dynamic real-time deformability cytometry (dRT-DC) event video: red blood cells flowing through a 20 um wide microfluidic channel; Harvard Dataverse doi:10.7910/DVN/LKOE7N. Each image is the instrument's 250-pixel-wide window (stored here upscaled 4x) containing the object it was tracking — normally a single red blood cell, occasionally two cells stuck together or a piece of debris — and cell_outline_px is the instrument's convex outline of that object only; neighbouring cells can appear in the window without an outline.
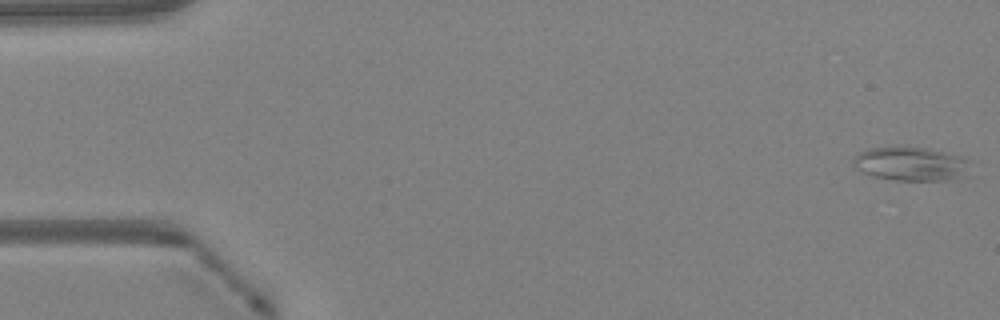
{"species": "Egyptian fruit bat (a non-hibernating species)", "species_latin": "Rousettus aegyptiacus", "temperature_condition": "warm", "stored_images_in_passage": 48, "camera_frame_rate_fps": 3000, "um_per_image_px": 0.085, "animal": {"sex": "female"}, "frame": {"image": 1, "passage_image": 1, "time_ms": 0.0, "image_size_px": [1000, 320], "cell_outline_px": [[972, 160], [960, 180], [892, 180], [872, 176], [860, 172], [852, 164], [852, 160], [860, 152], [868, 148], [892, 144], [900, 144], [924, 148], [964, 156]], "centroid_in_image_um": [77.39, 13.89], "position_along_channel_um": 7.6, "area_um2": 23.99}}
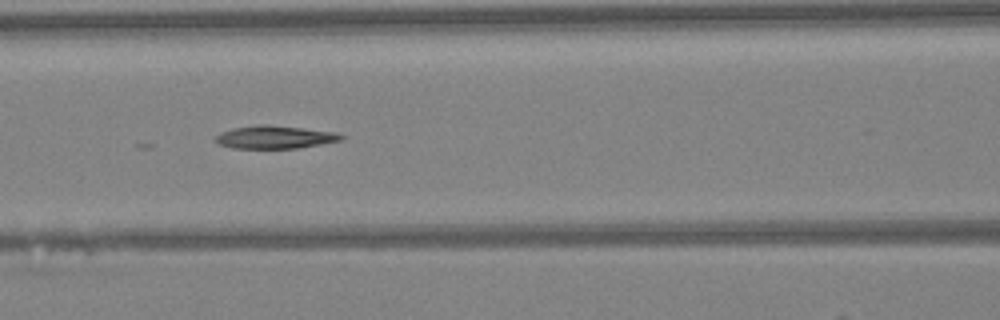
{"frame": {"image": 2, "passage_image": 21, "time_ms": 6.667, "image_size_px": [1000, 320], "cell_outline_px": [[344, 140], [296, 148], [232, 148], [216, 144], [212, 140], [220, 132], [232, 128], [256, 124], [268, 124], [336, 132], [344, 136]], "centroid_in_image_um": [23.3, 11.65], "position_along_channel_um": 143.3, "area_um2": 16.99}}
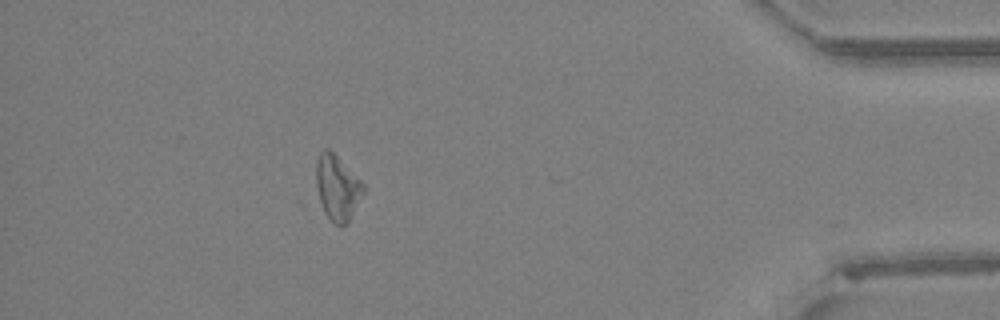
{"frame": {"image": 3, "passage_image": 43, "time_ms": 14.0, "image_size_px": [1000, 320], "cell_outline_px": [[364, 192], [348, 224], [340, 228], [332, 224], [324, 212], [320, 200], [316, 184], [316, 160], [320, 152], [324, 148], [328, 148], [364, 184]], "centroid_in_image_um": [28.66, 16.02], "position_along_channel_um": 406.5, "area_um2": 17.98}}